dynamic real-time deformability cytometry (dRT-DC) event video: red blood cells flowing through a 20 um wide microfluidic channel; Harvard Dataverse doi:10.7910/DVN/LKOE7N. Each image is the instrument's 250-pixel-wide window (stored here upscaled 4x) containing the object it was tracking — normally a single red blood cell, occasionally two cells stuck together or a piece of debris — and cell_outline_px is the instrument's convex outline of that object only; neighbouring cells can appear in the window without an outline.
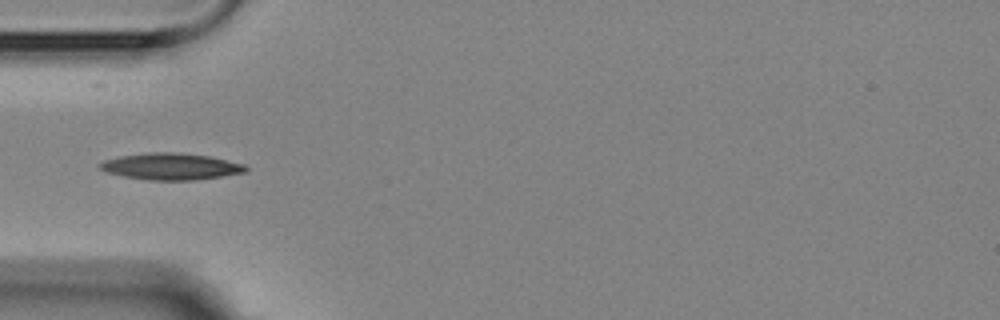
{"species": "Egyptian fruit bat (a non-hibernating species)", "species_latin": "Rousettus aegyptiacus", "temperature_condition": "room temperature", "stored_images_in_passage": 11, "camera_frame_rate_fps": 3000, "um_per_image_px": 0.085, "animal": {"sex": "female"}, "frame": {"image": 1, "passage_image": 1, "time_ms": 0.0, "image_size_px": [1000, 320], "cell_outline_px": [[248, 172], [192, 180], [148, 180], [124, 176], [108, 172], [100, 168], [96, 164], [104, 160], [120, 156], [148, 152], [172, 152], [208, 156], [244, 164], [248, 168]], "centroid_in_image_um": [14.51, 14.14], "position_along_channel_um": 70.5, "area_um2": 22.43}}
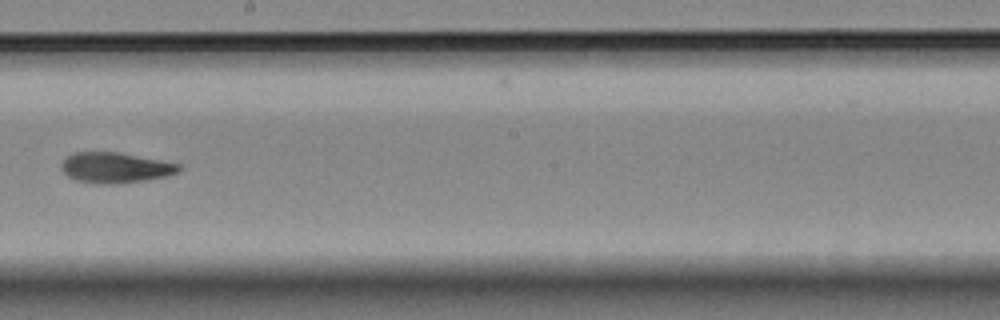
{"frame": {"image": 2, "passage_image": 5, "time_ms": 4.667, "image_size_px": [1000, 320], "cell_outline_px": [[180, 172], [168, 176], [144, 180], [116, 184], [100, 184], [76, 180], [68, 176], [60, 168], [60, 164], [68, 156], [76, 152], [116, 152], [160, 160], [180, 164]], "centroid_in_image_um": [9.8, 14.26], "position_along_channel_um": 238.4, "area_um2": 20.75}}
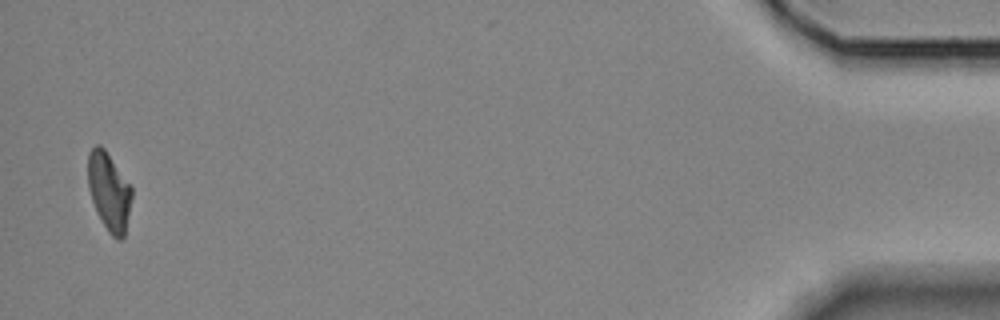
{"frame": {"image": 3, "passage_image": 11, "time_ms": 12.333, "image_size_px": [1000, 320], "cell_outline_px": [[132, 196], [124, 236], [120, 240], [116, 240], [108, 232], [96, 212], [88, 188], [88, 152], [96, 144], [100, 144], [104, 148], [132, 188]], "centroid_in_image_um": [9.25, 16.29], "position_along_channel_um": 426.0, "area_um2": 19.83}}